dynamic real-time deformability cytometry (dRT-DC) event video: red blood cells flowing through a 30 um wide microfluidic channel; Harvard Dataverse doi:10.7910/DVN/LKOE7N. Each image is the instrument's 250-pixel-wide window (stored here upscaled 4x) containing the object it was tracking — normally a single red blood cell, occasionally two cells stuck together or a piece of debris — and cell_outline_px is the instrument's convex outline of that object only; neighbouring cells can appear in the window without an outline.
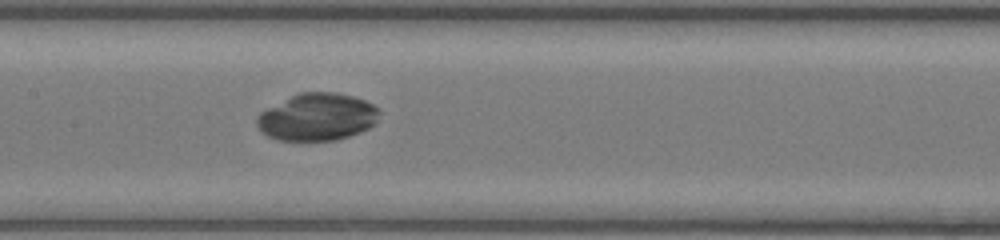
{"species": "common noctule bat (a hibernating species)", "species_latin": "Nyctalus noctula", "temperature_condition": "room temperature", "stored_images_in_passage": 49, "camera_frame_rate_fps": 3000, "um_per_image_px": 0.085, "animal": {"sex": "female", "body_mass_g": 17.0, "forearm_length_mm": 48.0}, "frame": {"image": 1, "passage_image": 24, "time_ms": 7.667, "image_size_px": [1000, 240], "cell_outline_px": [[380, 112], [376, 124], [360, 132], [336, 140], [276, 140], [268, 136], [256, 124], [256, 116], [260, 112], [300, 92], [336, 92], [352, 96], [364, 100], [380, 108]], "centroid_in_image_um": [26.99, 9.94], "position_along_channel_um": 180.4, "area_um2": 33.64}}
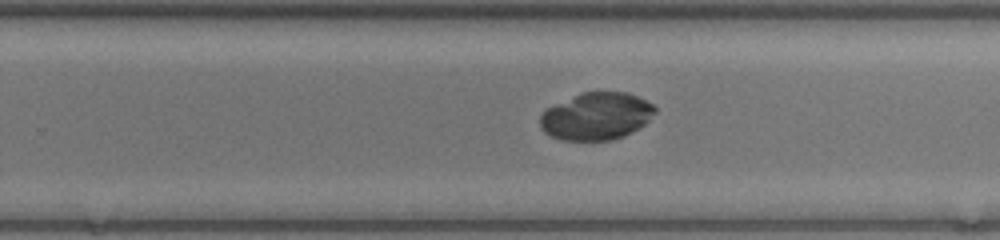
{"frame": {"image": 2, "passage_image": 31, "time_ms": 10.0, "image_size_px": [1000, 240], "cell_outline_px": [[656, 112], [640, 128], [624, 136], [612, 140], [560, 140], [544, 132], [540, 128], [540, 116], [548, 108], [580, 92], [628, 92], [652, 104], [656, 108]], "centroid_in_image_um": [50.69, 9.89], "position_along_channel_um": 279.1, "area_um2": 31.62}}
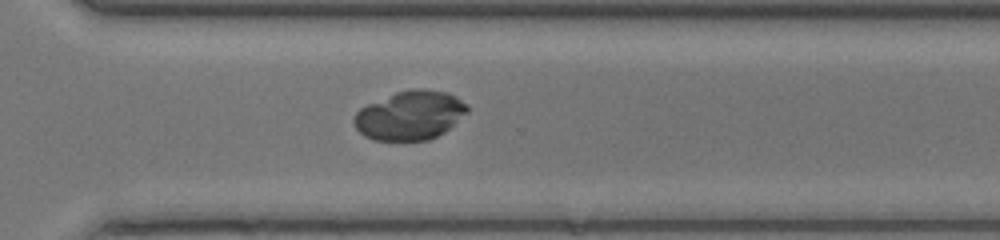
{"frame": {"image": 3, "passage_image": 35, "time_ms": 11.333, "image_size_px": [1000, 240], "cell_outline_px": [[468, 112], [444, 132], [428, 140], [372, 140], [364, 136], [356, 128], [352, 120], [356, 112], [360, 108], [368, 104], [396, 92], [412, 88], [424, 88], [448, 92], [456, 96], [468, 104]], "centroid_in_image_um": [34.85, 9.79], "position_along_channel_um": 335.7, "area_um2": 32.48}}